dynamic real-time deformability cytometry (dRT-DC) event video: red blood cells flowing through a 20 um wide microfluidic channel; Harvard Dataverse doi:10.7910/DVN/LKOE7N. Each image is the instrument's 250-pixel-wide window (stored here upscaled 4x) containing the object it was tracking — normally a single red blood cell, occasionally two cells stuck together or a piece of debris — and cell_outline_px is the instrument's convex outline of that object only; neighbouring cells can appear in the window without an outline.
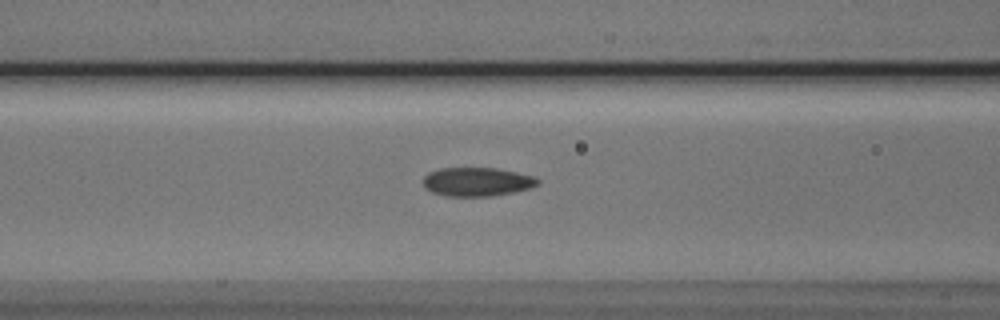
{"species": "Egyptian fruit bat (a non-hibernating species)", "species_latin": "Rousettus aegyptiacus", "temperature_condition": "cold", "stored_images_in_passage": 9, "camera_frame_rate_fps": 3000, "um_per_image_px": 0.085, "animal": {"sex": "male"}, "frame": {"image": 1, "passage_image": 7, "time_ms": 2.0, "image_size_px": [1000, 320], "cell_outline_px": [[540, 184], [528, 188], [512, 192], [492, 196], [448, 196], [432, 192], [424, 188], [424, 176], [428, 172], [440, 168], [496, 168], [536, 176], [540, 180]], "centroid_in_image_um": [40.55, 15.44], "position_along_channel_um": 126.0, "area_um2": 19.25}}